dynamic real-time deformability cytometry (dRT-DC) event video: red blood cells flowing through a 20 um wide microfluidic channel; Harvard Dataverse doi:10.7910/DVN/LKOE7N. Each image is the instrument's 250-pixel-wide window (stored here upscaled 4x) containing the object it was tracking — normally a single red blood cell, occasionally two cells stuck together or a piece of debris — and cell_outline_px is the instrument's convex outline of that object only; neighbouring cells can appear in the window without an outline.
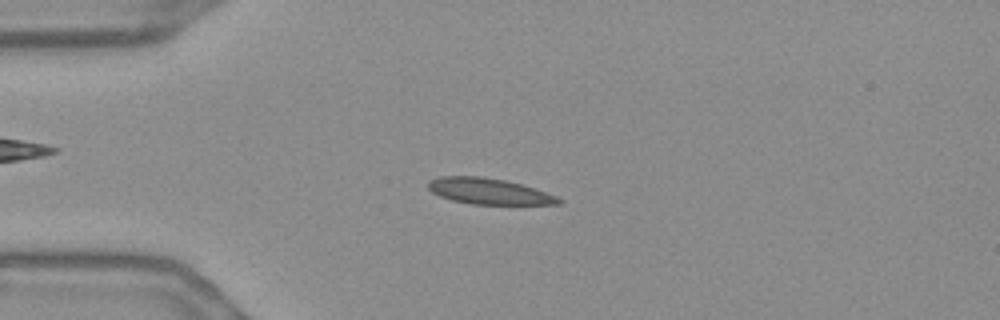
{"species": "Egyptian fruit bat (a non-hibernating species)", "species_latin": "Rousettus aegyptiacus", "temperature_condition": "warm", "stored_images_in_passage": 54, "camera_frame_rate_fps": 3000, "um_per_image_px": 0.085, "frame": {"image": 1, "passage_image": 13, "time_ms": 4.0, "image_size_px": [1000, 320], "cell_outline_px": [[564, 200], [560, 204], [472, 204], [452, 200], [440, 196], [432, 192], [428, 188], [428, 180], [440, 176], [484, 176], [504, 180], [520, 184], [556, 196]], "centroid_in_image_um": [41.51, 16.25], "position_along_channel_um": 43.5, "area_um2": 19.59}}
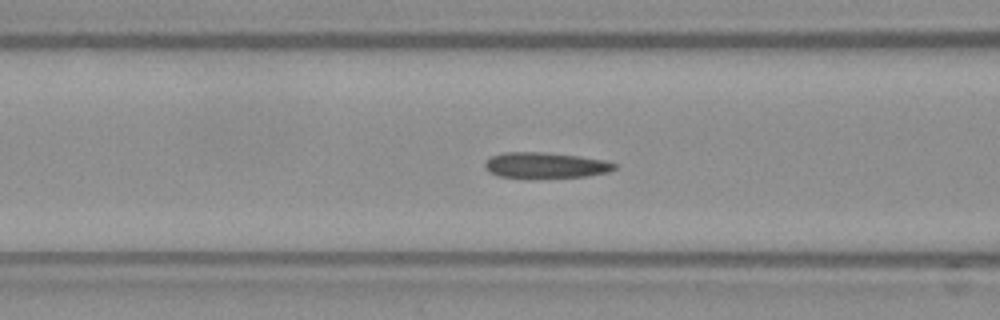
{"frame": {"image": 2, "passage_image": 21, "time_ms": 6.667, "image_size_px": [1000, 320], "cell_outline_px": [[616, 168], [608, 172], [588, 176], [500, 176], [488, 172], [484, 168], [484, 160], [488, 156], [504, 152], [544, 152], [580, 156], [604, 160], [616, 164]], "centroid_in_image_um": [46.31, 14.01], "position_along_channel_um": 120.3, "area_um2": 19.07}}
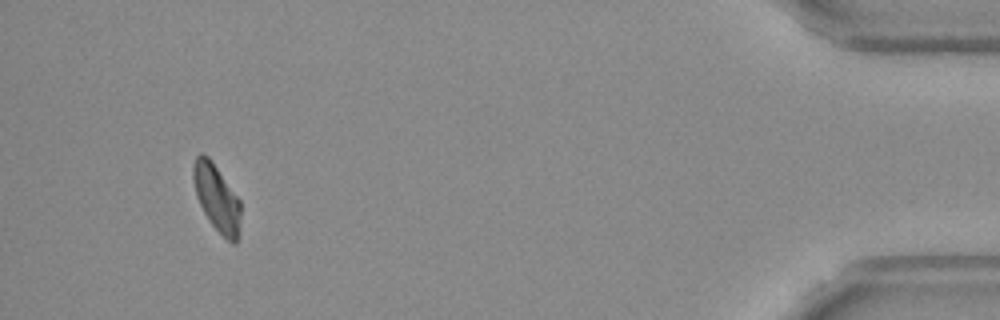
{"frame": {"image": 3, "passage_image": 51, "time_ms": 16.667, "image_size_px": [1000, 320], "cell_outline_px": [[240, 216], [236, 244], [232, 244], [208, 220], [196, 196], [192, 176], [192, 168], [196, 156], [200, 152], [208, 156], [212, 160], [240, 200]], "centroid_in_image_um": [18.4, 16.77], "position_along_channel_um": 416.8, "area_um2": 18.32}, "authors_computed_cell_mechanics": {"area_um2": 19.3341, "velocity_mm_per_s": 3.6754, "shape_relaxation_time_tau1_ms": null, "shape_relaxation_time_tau2_ms": 2.9261, "deformation_change_tau1": null, "deformation_change_tau2": 0.0732}}